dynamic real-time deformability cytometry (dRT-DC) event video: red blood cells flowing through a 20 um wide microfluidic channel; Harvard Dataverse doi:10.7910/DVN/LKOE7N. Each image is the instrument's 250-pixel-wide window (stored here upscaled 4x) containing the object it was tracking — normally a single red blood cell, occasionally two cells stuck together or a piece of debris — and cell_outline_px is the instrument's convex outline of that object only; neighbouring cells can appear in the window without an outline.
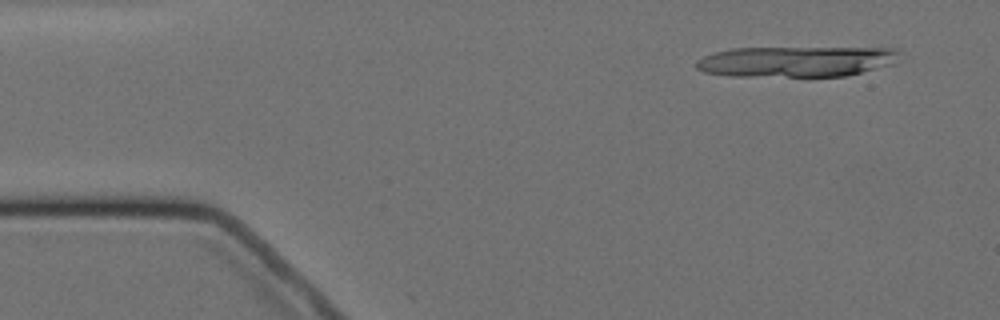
{"species": "Egyptian fruit bat (a non-hibernating species)", "species_latin": "Rousettus aegyptiacus", "temperature_condition": "cold", "stored_images_in_passage": 4, "camera_frame_rate_fps": 3000, "um_per_image_px": 0.085, "animal": {"sex": "female"}, "frame": {"image": 1, "passage_image": 1, "time_ms": 0.0, "image_size_px": [1000, 320], "cell_outline_px": [[900, 52], [896, 64], [844, 76], [728, 76], [704, 72], [696, 68], [696, 60], [704, 56], [716, 52], [732, 48], [896, 48]], "centroid_in_image_um": [67.7, 5.23], "position_along_channel_um": 17.3, "area_um2": 36.41}}